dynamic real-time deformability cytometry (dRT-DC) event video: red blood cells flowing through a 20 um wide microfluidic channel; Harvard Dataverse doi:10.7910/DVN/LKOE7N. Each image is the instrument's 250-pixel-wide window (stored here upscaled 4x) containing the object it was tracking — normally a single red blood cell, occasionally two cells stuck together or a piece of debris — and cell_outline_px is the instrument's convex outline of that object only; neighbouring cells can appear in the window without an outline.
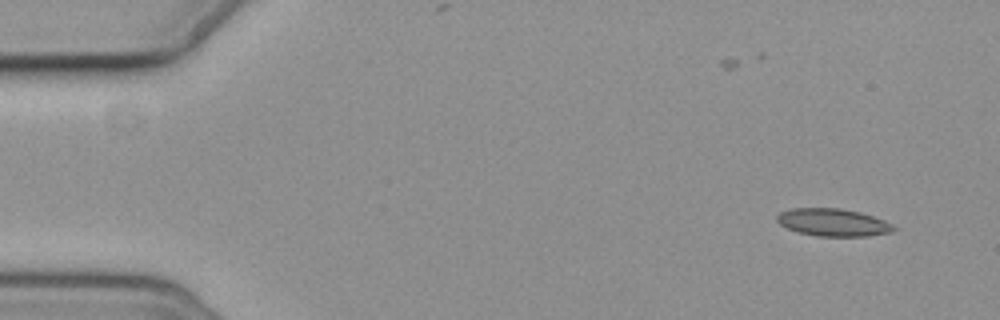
{"species": "common noctule bat (a hibernating species)", "species_latin": "Nyctalus noctula", "temperature_condition": "cold", "stored_images_in_passage": 8, "camera_frame_rate_fps": 3000, "um_per_image_px": 0.085, "animal": {"sex": "female", "body_mass_g": 19.3, "forearm_length_mm": 54.1}, "frame": {"image": 1, "passage_image": 1, "time_ms": 0.0, "image_size_px": [1000, 320], "cell_outline_px": [[896, 228], [892, 232], [868, 236], [816, 236], [800, 232], [788, 228], [780, 224], [776, 220], [776, 216], [780, 212], [792, 208], [840, 208], [860, 212], [884, 220], [892, 224]], "centroid_in_image_um": [70.81, 18.9], "position_along_channel_um": 14.2, "area_um2": 18.67}}
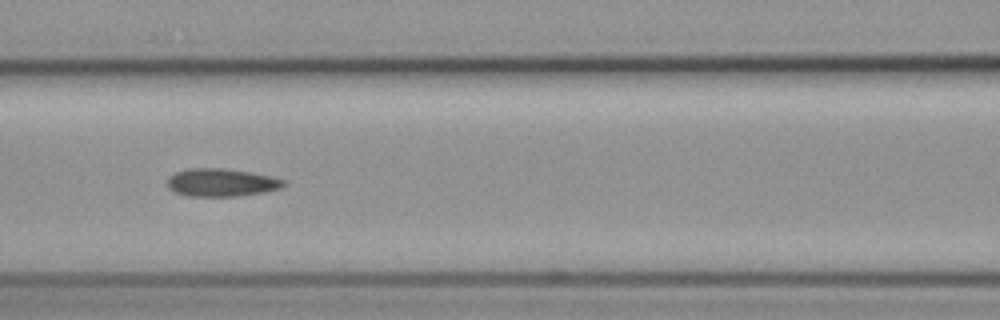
{"frame": {"image": 2, "passage_image": 7, "time_ms": 7.0, "image_size_px": [1000, 320], "cell_outline_px": [[288, 184], [280, 188], [264, 192], [236, 196], [188, 196], [176, 192], [168, 188], [168, 176], [176, 172], [188, 168], [224, 168], [252, 172], [272, 176], [284, 180]], "centroid_in_image_um": [18.83, 15.5], "position_along_channel_um": 147.8, "area_um2": 19.02}}
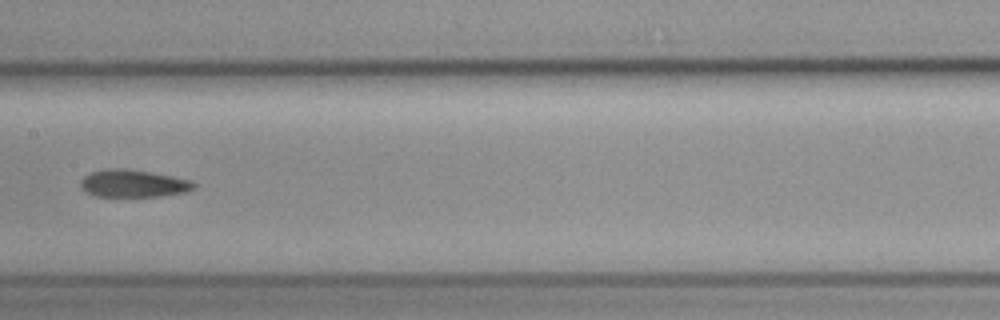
{"frame": {"image": 3, "passage_image": 8, "time_ms": 8.333, "image_size_px": [1000, 320], "cell_outline_px": [[196, 184], [188, 192], [160, 196], [96, 196], [84, 192], [80, 188], [80, 180], [84, 176], [92, 172], [104, 168], [124, 168], [152, 172], [192, 180]], "centroid_in_image_um": [11.3, 15.59], "position_along_channel_um": 196.1, "area_um2": 18.32}}